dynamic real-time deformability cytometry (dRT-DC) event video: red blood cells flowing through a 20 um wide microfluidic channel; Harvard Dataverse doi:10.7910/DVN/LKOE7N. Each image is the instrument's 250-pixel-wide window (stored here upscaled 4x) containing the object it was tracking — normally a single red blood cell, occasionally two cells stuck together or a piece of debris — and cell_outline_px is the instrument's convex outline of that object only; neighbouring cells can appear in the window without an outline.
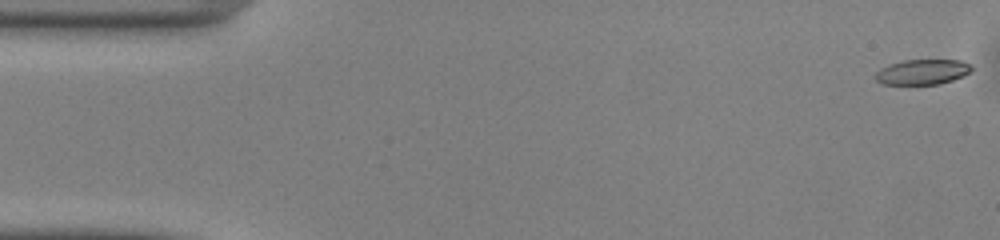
{"species": "common noctule bat (a hibernating species)", "species_latin": "Nyctalus noctula", "temperature_condition": "warm", "stored_images_in_passage": 49, "camera_frame_rate_fps": 3000, "um_per_image_px": 0.085, "animal": {"sex": "male", "body_mass_g": 13.0, "forearm_length_mm": 53.1}, "frame": {"image": 1, "passage_image": 1, "time_ms": 0.0, "image_size_px": [1000, 240], "cell_outline_px": [[972, 72], [964, 76], [940, 84], [880, 84], [876, 80], [876, 72], [880, 68], [888, 64], [904, 60], [960, 60], [968, 64], [972, 68]], "centroid_in_image_um": [78.4, 6.12], "position_along_channel_um": 6.6, "area_um2": 14.16}}
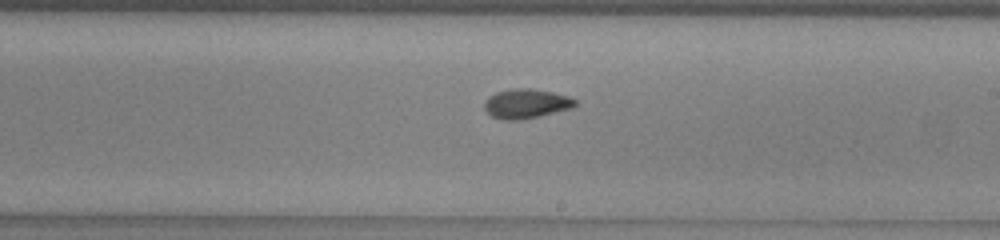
{"frame": {"image": 2, "passage_image": 28, "time_ms": 9.0, "image_size_px": [1000, 240], "cell_outline_px": [[576, 104], [572, 108], [540, 116], [520, 120], [500, 120], [492, 116], [484, 108], [484, 100], [488, 96], [496, 92], [512, 88], [532, 88], [552, 92], [568, 96], [576, 100]], "centroid_in_image_um": [44.7, 8.81], "position_along_channel_um": 244.3, "area_um2": 15.72}}
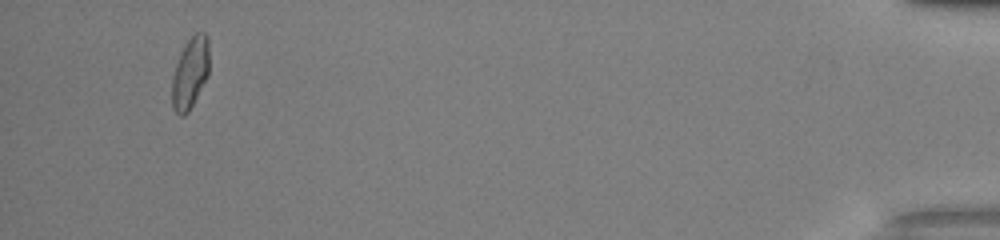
{"frame": {"image": 3, "passage_image": 47, "time_ms": 15.333, "image_size_px": [1000, 240], "cell_outline_px": [[208, 76], [188, 112], [184, 116], [180, 116], [172, 108], [172, 76], [180, 52], [188, 40], [196, 32], [204, 32], [208, 36]], "centroid_in_image_um": [16.15, 6.2], "position_along_channel_um": 419.0, "area_um2": 15.43}, "authors_computed_cell_mechanics": {"area_um2": 15.2014, "velocity_mm_per_s": 4.1146, "shape_relaxation_time_tau1_ms": 7.4451, "shape_relaxation_time_tau2_ms": 2.7657, "deformation_change_tau1": 0.1767, "deformation_change_tau2": 0.0842}}